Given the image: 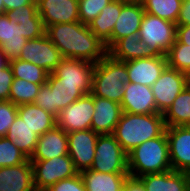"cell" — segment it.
Segmentation results:
<instances>
[{
  "mask_svg": "<svg viewBox=\"0 0 190 191\" xmlns=\"http://www.w3.org/2000/svg\"><path fill=\"white\" fill-rule=\"evenodd\" d=\"M42 85L44 84H36L24 79L14 78L10 87L9 101L17 106L33 103Z\"/></svg>",
  "mask_w": 190,
  "mask_h": 191,
  "instance_id": "cell-32",
  "label": "cell"
},
{
  "mask_svg": "<svg viewBox=\"0 0 190 191\" xmlns=\"http://www.w3.org/2000/svg\"><path fill=\"white\" fill-rule=\"evenodd\" d=\"M128 70V82L151 87L168 66L166 56L138 58L125 62Z\"/></svg>",
  "mask_w": 190,
  "mask_h": 191,
  "instance_id": "cell-16",
  "label": "cell"
},
{
  "mask_svg": "<svg viewBox=\"0 0 190 191\" xmlns=\"http://www.w3.org/2000/svg\"><path fill=\"white\" fill-rule=\"evenodd\" d=\"M190 25V0H182L176 26Z\"/></svg>",
  "mask_w": 190,
  "mask_h": 191,
  "instance_id": "cell-41",
  "label": "cell"
},
{
  "mask_svg": "<svg viewBox=\"0 0 190 191\" xmlns=\"http://www.w3.org/2000/svg\"><path fill=\"white\" fill-rule=\"evenodd\" d=\"M188 191H190V173H189Z\"/></svg>",
  "mask_w": 190,
  "mask_h": 191,
  "instance_id": "cell-48",
  "label": "cell"
},
{
  "mask_svg": "<svg viewBox=\"0 0 190 191\" xmlns=\"http://www.w3.org/2000/svg\"><path fill=\"white\" fill-rule=\"evenodd\" d=\"M33 166L28 159L17 166L0 168V191H34Z\"/></svg>",
  "mask_w": 190,
  "mask_h": 191,
  "instance_id": "cell-20",
  "label": "cell"
},
{
  "mask_svg": "<svg viewBox=\"0 0 190 191\" xmlns=\"http://www.w3.org/2000/svg\"><path fill=\"white\" fill-rule=\"evenodd\" d=\"M94 115L93 95L86 94L64 108L57 119V126L66 133L91 129Z\"/></svg>",
  "mask_w": 190,
  "mask_h": 191,
  "instance_id": "cell-10",
  "label": "cell"
},
{
  "mask_svg": "<svg viewBox=\"0 0 190 191\" xmlns=\"http://www.w3.org/2000/svg\"><path fill=\"white\" fill-rule=\"evenodd\" d=\"M45 34L63 58L96 64L107 55L105 43L94 35L88 25L80 21L47 26Z\"/></svg>",
  "mask_w": 190,
  "mask_h": 191,
  "instance_id": "cell-1",
  "label": "cell"
},
{
  "mask_svg": "<svg viewBox=\"0 0 190 191\" xmlns=\"http://www.w3.org/2000/svg\"><path fill=\"white\" fill-rule=\"evenodd\" d=\"M176 41L185 45H190V25L176 27Z\"/></svg>",
  "mask_w": 190,
  "mask_h": 191,
  "instance_id": "cell-42",
  "label": "cell"
},
{
  "mask_svg": "<svg viewBox=\"0 0 190 191\" xmlns=\"http://www.w3.org/2000/svg\"><path fill=\"white\" fill-rule=\"evenodd\" d=\"M44 27L79 20L78 0H36Z\"/></svg>",
  "mask_w": 190,
  "mask_h": 191,
  "instance_id": "cell-15",
  "label": "cell"
},
{
  "mask_svg": "<svg viewBox=\"0 0 190 191\" xmlns=\"http://www.w3.org/2000/svg\"><path fill=\"white\" fill-rule=\"evenodd\" d=\"M121 9L122 0H112L102 9L98 17L88 24L94 35L105 43L107 50L111 47L112 31L121 13Z\"/></svg>",
  "mask_w": 190,
  "mask_h": 191,
  "instance_id": "cell-25",
  "label": "cell"
},
{
  "mask_svg": "<svg viewBox=\"0 0 190 191\" xmlns=\"http://www.w3.org/2000/svg\"><path fill=\"white\" fill-rule=\"evenodd\" d=\"M17 115L38 136L57 125V119L54 115L34 103L19 105Z\"/></svg>",
  "mask_w": 190,
  "mask_h": 191,
  "instance_id": "cell-27",
  "label": "cell"
},
{
  "mask_svg": "<svg viewBox=\"0 0 190 191\" xmlns=\"http://www.w3.org/2000/svg\"><path fill=\"white\" fill-rule=\"evenodd\" d=\"M9 64L7 58L3 55L1 48H0V70L5 68Z\"/></svg>",
  "mask_w": 190,
  "mask_h": 191,
  "instance_id": "cell-45",
  "label": "cell"
},
{
  "mask_svg": "<svg viewBox=\"0 0 190 191\" xmlns=\"http://www.w3.org/2000/svg\"><path fill=\"white\" fill-rule=\"evenodd\" d=\"M90 169L103 173H129L127 153L113 134L98 136Z\"/></svg>",
  "mask_w": 190,
  "mask_h": 191,
  "instance_id": "cell-6",
  "label": "cell"
},
{
  "mask_svg": "<svg viewBox=\"0 0 190 191\" xmlns=\"http://www.w3.org/2000/svg\"><path fill=\"white\" fill-rule=\"evenodd\" d=\"M176 23L145 12L138 34L157 55L166 56L176 41Z\"/></svg>",
  "mask_w": 190,
  "mask_h": 191,
  "instance_id": "cell-7",
  "label": "cell"
},
{
  "mask_svg": "<svg viewBox=\"0 0 190 191\" xmlns=\"http://www.w3.org/2000/svg\"><path fill=\"white\" fill-rule=\"evenodd\" d=\"M166 127L190 126V86L175 98L173 104L163 114Z\"/></svg>",
  "mask_w": 190,
  "mask_h": 191,
  "instance_id": "cell-29",
  "label": "cell"
},
{
  "mask_svg": "<svg viewBox=\"0 0 190 191\" xmlns=\"http://www.w3.org/2000/svg\"><path fill=\"white\" fill-rule=\"evenodd\" d=\"M18 106L11 101H0V137H5L17 117Z\"/></svg>",
  "mask_w": 190,
  "mask_h": 191,
  "instance_id": "cell-37",
  "label": "cell"
},
{
  "mask_svg": "<svg viewBox=\"0 0 190 191\" xmlns=\"http://www.w3.org/2000/svg\"><path fill=\"white\" fill-rule=\"evenodd\" d=\"M171 169L190 173V126L166 127Z\"/></svg>",
  "mask_w": 190,
  "mask_h": 191,
  "instance_id": "cell-14",
  "label": "cell"
},
{
  "mask_svg": "<svg viewBox=\"0 0 190 191\" xmlns=\"http://www.w3.org/2000/svg\"><path fill=\"white\" fill-rule=\"evenodd\" d=\"M62 155H68V137L67 133L56 125L38 136V143L29 160H48Z\"/></svg>",
  "mask_w": 190,
  "mask_h": 191,
  "instance_id": "cell-21",
  "label": "cell"
},
{
  "mask_svg": "<svg viewBox=\"0 0 190 191\" xmlns=\"http://www.w3.org/2000/svg\"><path fill=\"white\" fill-rule=\"evenodd\" d=\"M187 75V86H190V70L186 73Z\"/></svg>",
  "mask_w": 190,
  "mask_h": 191,
  "instance_id": "cell-47",
  "label": "cell"
},
{
  "mask_svg": "<svg viewBox=\"0 0 190 191\" xmlns=\"http://www.w3.org/2000/svg\"><path fill=\"white\" fill-rule=\"evenodd\" d=\"M18 24H21L22 36L28 40L40 38L46 31L39 14L33 19L18 20Z\"/></svg>",
  "mask_w": 190,
  "mask_h": 191,
  "instance_id": "cell-36",
  "label": "cell"
},
{
  "mask_svg": "<svg viewBox=\"0 0 190 191\" xmlns=\"http://www.w3.org/2000/svg\"><path fill=\"white\" fill-rule=\"evenodd\" d=\"M6 137L29 159L31 158L38 143V135L18 115L9 127Z\"/></svg>",
  "mask_w": 190,
  "mask_h": 191,
  "instance_id": "cell-28",
  "label": "cell"
},
{
  "mask_svg": "<svg viewBox=\"0 0 190 191\" xmlns=\"http://www.w3.org/2000/svg\"><path fill=\"white\" fill-rule=\"evenodd\" d=\"M127 82L128 70L125 62L107 54L94 66L91 94L121 104Z\"/></svg>",
  "mask_w": 190,
  "mask_h": 191,
  "instance_id": "cell-4",
  "label": "cell"
},
{
  "mask_svg": "<svg viewBox=\"0 0 190 191\" xmlns=\"http://www.w3.org/2000/svg\"><path fill=\"white\" fill-rule=\"evenodd\" d=\"M127 158L129 176L133 178L172 170L166 132L135 147Z\"/></svg>",
  "mask_w": 190,
  "mask_h": 191,
  "instance_id": "cell-3",
  "label": "cell"
},
{
  "mask_svg": "<svg viewBox=\"0 0 190 191\" xmlns=\"http://www.w3.org/2000/svg\"><path fill=\"white\" fill-rule=\"evenodd\" d=\"M98 136L92 129L67 133L68 155L79 173L91 168Z\"/></svg>",
  "mask_w": 190,
  "mask_h": 191,
  "instance_id": "cell-12",
  "label": "cell"
},
{
  "mask_svg": "<svg viewBox=\"0 0 190 191\" xmlns=\"http://www.w3.org/2000/svg\"><path fill=\"white\" fill-rule=\"evenodd\" d=\"M186 86V73L167 66L160 77L151 86L157 106V112L164 114Z\"/></svg>",
  "mask_w": 190,
  "mask_h": 191,
  "instance_id": "cell-9",
  "label": "cell"
},
{
  "mask_svg": "<svg viewBox=\"0 0 190 191\" xmlns=\"http://www.w3.org/2000/svg\"><path fill=\"white\" fill-rule=\"evenodd\" d=\"M144 11L161 19L177 22L182 0H140Z\"/></svg>",
  "mask_w": 190,
  "mask_h": 191,
  "instance_id": "cell-30",
  "label": "cell"
},
{
  "mask_svg": "<svg viewBox=\"0 0 190 191\" xmlns=\"http://www.w3.org/2000/svg\"><path fill=\"white\" fill-rule=\"evenodd\" d=\"M28 159L10 139L6 136L0 137V168L17 166L26 162Z\"/></svg>",
  "mask_w": 190,
  "mask_h": 191,
  "instance_id": "cell-34",
  "label": "cell"
},
{
  "mask_svg": "<svg viewBox=\"0 0 190 191\" xmlns=\"http://www.w3.org/2000/svg\"><path fill=\"white\" fill-rule=\"evenodd\" d=\"M120 105L123 112L130 114L158 113L152 88L132 82L126 83Z\"/></svg>",
  "mask_w": 190,
  "mask_h": 191,
  "instance_id": "cell-17",
  "label": "cell"
},
{
  "mask_svg": "<svg viewBox=\"0 0 190 191\" xmlns=\"http://www.w3.org/2000/svg\"><path fill=\"white\" fill-rule=\"evenodd\" d=\"M138 179L146 191H188L189 173L169 170L145 174Z\"/></svg>",
  "mask_w": 190,
  "mask_h": 191,
  "instance_id": "cell-24",
  "label": "cell"
},
{
  "mask_svg": "<svg viewBox=\"0 0 190 191\" xmlns=\"http://www.w3.org/2000/svg\"><path fill=\"white\" fill-rule=\"evenodd\" d=\"M86 191H122L129 173H103L91 169L80 172Z\"/></svg>",
  "mask_w": 190,
  "mask_h": 191,
  "instance_id": "cell-26",
  "label": "cell"
},
{
  "mask_svg": "<svg viewBox=\"0 0 190 191\" xmlns=\"http://www.w3.org/2000/svg\"><path fill=\"white\" fill-rule=\"evenodd\" d=\"M19 59L31 62L51 74L63 56L46 34L37 39L28 40L23 46Z\"/></svg>",
  "mask_w": 190,
  "mask_h": 191,
  "instance_id": "cell-11",
  "label": "cell"
},
{
  "mask_svg": "<svg viewBox=\"0 0 190 191\" xmlns=\"http://www.w3.org/2000/svg\"><path fill=\"white\" fill-rule=\"evenodd\" d=\"M166 59L168 67L187 73L190 70V45L175 41L166 53Z\"/></svg>",
  "mask_w": 190,
  "mask_h": 191,
  "instance_id": "cell-33",
  "label": "cell"
},
{
  "mask_svg": "<svg viewBox=\"0 0 190 191\" xmlns=\"http://www.w3.org/2000/svg\"><path fill=\"white\" fill-rule=\"evenodd\" d=\"M14 76L10 65L0 70V101L9 100L10 87L13 83Z\"/></svg>",
  "mask_w": 190,
  "mask_h": 191,
  "instance_id": "cell-39",
  "label": "cell"
},
{
  "mask_svg": "<svg viewBox=\"0 0 190 191\" xmlns=\"http://www.w3.org/2000/svg\"><path fill=\"white\" fill-rule=\"evenodd\" d=\"M47 191H86V188L82 176L78 173L51 185Z\"/></svg>",
  "mask_w": 190,
  "mask_h": 191,
  "instance_id": "cell-38",
  "label": "cell"
},
{
  "mask_svg": "<svg viewBox=\"0 0 190 191\" xmlns=\"http://www.w3.org/2000/svg\"><path fill=\"white\" fill-rule=\"evenodd\" d=\"M35 0H3L4 3V13L10 10L21 8L24 5H30Z\"/></svg>",
  "mask_w": 190,
  "mask_h": 191,
  "instance_id": "cell-44",
  "label": "cell"
},
{
  "mask_svg": "<svg viewBox=\"0 0 190 191\" xmlns=\"http://www.w3.org/2000/svg\"><path fill=\"white\" fill-rule=\"evenodd\" d=\"M34 191H47L46 189H35Z\"/></svg>",
  "mask_w": 190,
  "mask_h": 191,
  "instance_id": "cell-49",
  "label": "cell"
},
{
  "mask_svg": "<svg viewBox=\"0 0 190 191\" xmlns=\"http://www.w3.org/2000/svg\"><path fill=\"white\" fill-rule=\"evenodd\" d=\"M6 14L14 19L16 24H18V20L33 19L38 14L36 0L30 5L10 10Z\"/></svg>",
  "mask_w": 190,
  "mask_h": 191,
  "instance_id": "cell-40",
  "label": "cell"
},
{
  "mask_svg": "<svg viewBox=\"0 0 190 191\" xmlns=\"http://www.w3.org/2000/svg\"><path fill=\"white\" fill-rule=\"evenodd\" d=\"M28 39L22 36L21 24L6 13L0 15V48L8 61L19 59L23 46Z\"/></svg>",
  "mask_w": 190,
  "mask_h": 191,
  "instance_id": "cell-22",
  "label": "cell"
},
{
  "mask_svg": "<svg viewBox=\"0 0 190 191\" xmlns=\"http://www.w3.org/2000/svg\"><path fill=\"white\" fill-rule=\"evenodd\" d=\"M145 14L140 0H122L121 13L114 25L111 35V46L119 39L125 38L130 34H137Z\"/></svg>",
  "mask_w": 190,
  "mask_h": 191,
  "instance_id": "cell-19",
  "label": "cell"
},
{
  "mask_svg": "<svg viewBox=\"0 0 190 191\" xmlns=\"http://www.w3.org/2000/svg\"><path fill=\"white\" fill-rule=\"evenodd\" d=\"M94 115L92 116L91 129L98 135L113 134L123 110L122 106L106 98L93 96Z\"/></svg>",
  "mask_w": 190,
  "mask_h": 191,
  "instance_id": "cell-18",
  "label": "cell"
},
{
  "mask_svg": "<svg viewBox=\"0 0 190 191\" xmlns=\"http://www.w3.org/2000/svg\"><path fill=\"white\" fill-rule=\"evenodd\" d=\"M33 166L35 189H48L51 185L77 175L69 155H62L48 160H30Z\"/></svg>",
  "mask_w": 190,
  "mask_h": 191,
  "instance_id": "cell-8",
  "label": "cell"
},
{
  "mask_svg": "<svg viewBox=\"0 0 190 191\" xmlns=\"http://www.w3.org/2000/svg\"><path fill=\"white\" fill-rule=\"evenodd\" d=\"M166 130L163 114H130L123 112L113 135L128 154L147 140L161 136Z\"/></svg>",
  "mask_w": 190,
  "mask_h": 191,
  "instance_id": "cell-2",
  "label": "cell"
},
{
  "mask_svg": "<svg viewBox=\"0 0 190 191\" xmlns=\"http://www.w3.org/2000/svg\"><path fill=\"white\" fill-rule=\"evenodd\" d=\"M4 14V3L3 0H0V15Z\"/></svg>",
  "mask_w": 190,
  "mask_h": 191,
  "instance_id": "cell-46",
  "label": "cell"
},
{
  "mask_svg": "<svg viewBox=\"0 0 190 191\" xmlns=\"http://www.w3.org/2000/svg\"><path fill=\"white\" fill-rule=\"evenodd\" d=\"M112 0H78L79 20L88 25Z\"/></svg>",
  "mask_w": 190,
  "mask_h": 191,
  "instance_id": "cell-35",
  "label": "cell"
},
{
  "mask_svg": "<svg viewBox=\"0 0 190 191\" xmlns=\"http://www.w3.org/2000/svg\"><path fill=\"white\" fill-rule=\"evenodd\" d=\"M107 54L119 61H129L138 58H152L157 53L148 44L141 40L140 35L130 34L117 40L108 50Z\"/></svg>",
  "mask_w": 190,
  "mask_h": 191,
  "instance_id": "cell-23",
  "label": "cell"
},
{
  "mask_svg": "<svg viewBox=\"0 0 190 191\" xmlns=\"http://www.w3.org/2000/svg\"><path fill=\"white\" fill-rule=\"evenodd\" d=\"M14 78L24 79L36 84H46L49 73L31 62L21 59L9 61Z\"/></svg>",
  "mask_w": 190,
  "mask_h": 191,
  "instance_id": "cell-31",
  "label": "cell"
},
{
  "mask_svg": "<svg viewBox=\"0 0 190 191\" xmlns=\"http://www.w3.org/2000/svg\"><path fill=\"white\" fill-rule=\"evenodd\" d=\"M94 66L85 60L63 58L52 74L62 85L80 86L85 94H90Z\"/></svg>",
  "mask_w": 190,
  "mask_h": 191,
  "instance_id": "cell-13",
  "label": "cell"
},
{
  "mask_svg": "<svg viewBox=\"0 0 190 191\" xmlns=\"http://www.w3.org/2000/svg\"><path fill=\"white\" fill-rule=\"evenodd\" d=\"M122 191H146V189L138 178L129 176Z\"/></svg>",
  "mask_w": 190,
  "mask_h": 191,
  "instance_id": "cell-43",
  "label": "cell"
},
{
  "mask_svg": "<svg viewBox=\"0 0 190 191\" xmlns=\"http://www.w3.org/2000/svg\"><path fill=\"white\" fill-rule=\"evenodd\" d=\"M84 95L86 94L80 86L62 85L51 73L46 84L40 87L33 103L57 118L64 108Z\"/></svg>",
  "mask_w": 190,
  "mask_h": 191,
  "instance_id": "cell-5",
  "label": "cell"
}]
</instances>
